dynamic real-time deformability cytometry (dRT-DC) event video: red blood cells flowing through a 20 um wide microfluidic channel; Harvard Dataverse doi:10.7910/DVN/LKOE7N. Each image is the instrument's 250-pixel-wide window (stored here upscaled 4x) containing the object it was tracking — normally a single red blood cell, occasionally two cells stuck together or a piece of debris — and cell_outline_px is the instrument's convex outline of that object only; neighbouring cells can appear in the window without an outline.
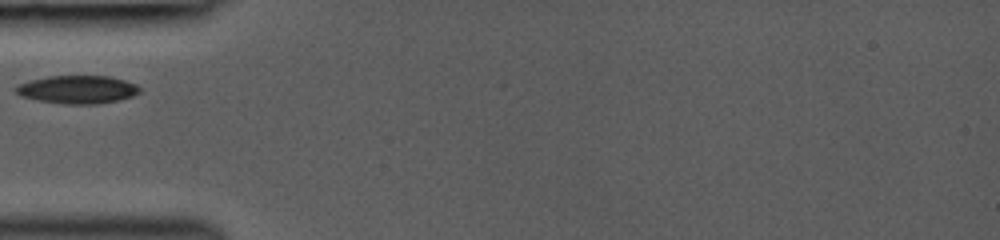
{"species": "common noctule bat (a hibernating species)", "species_latin": "Nyctalus noctula", "temperature_condition": "room temperature", "stored_images_in_passage": 3, "camera_frame_rate_fps": 3000, "um_per_image_px": 0.085, "animal": {"sex": "female", "body_mass_g": 19.0, "forearm_length_mm": 53.3}, "frame": {"image": 1, "passage_image": 1, "time_ms": 0.0, "image_size_px": [1000, 240], "cell_outline_px": [[140, 92], [132, 96], [120, 100], [96, 104], [64, 104], [36, 100], [20, 96], [16, 92], [16, 88], [20, 84], [28, 80], [48, 76], [108, 76], [124, 80], [136, 84], [140, 88]], "centroid_in_image_um": [6.59, 7.61], "position_along_channel_um": 78.4, "area_um2": 20.29}}